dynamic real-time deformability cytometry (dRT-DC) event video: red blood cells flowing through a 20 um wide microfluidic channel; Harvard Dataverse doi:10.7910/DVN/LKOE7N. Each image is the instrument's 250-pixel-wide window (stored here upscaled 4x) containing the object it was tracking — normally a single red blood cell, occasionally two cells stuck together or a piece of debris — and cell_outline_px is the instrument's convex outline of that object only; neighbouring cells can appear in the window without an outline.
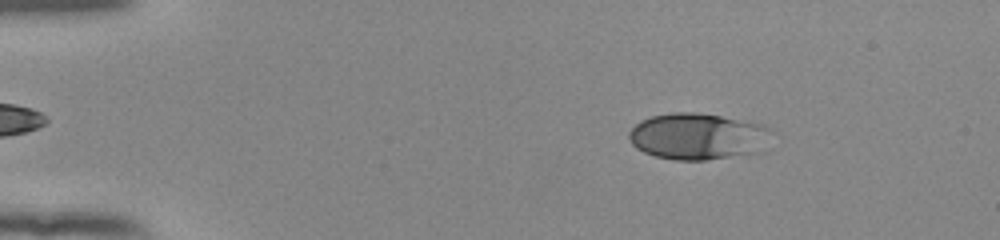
{"species": "human", "species_latin": "Homo sapiens", "temperature_condition": "room temperature", "stored_images_in_passage": 52, "camera_frame_rate_fps": 3000, "um_per_image_px": 0.085, "donor": {"sex": "female"}, "frame": {"image": 1, "passage_image": 8, "time_ms": 2.333, "image_size_px": [1000, 240], "cell_outline_px": [[776, 132], [764, 152], [704, 160], [676, 160], [656, 156], [644, 152], [636, 148], [632, 144], [628, 136], [628, 132], [640, 120], [652, 116], [672, 112], [696, 112], [720, 116], [764, 124], [772, 128]], "centroid_in_image_um": [59.42, 11.59], "position_along_channel_um": 25.6, "area_um2": 39.42}}
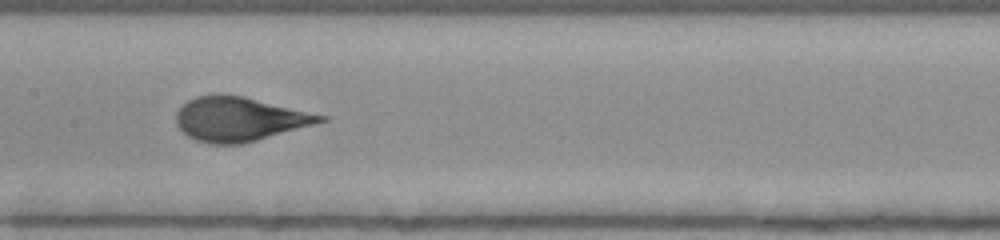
{"frame": {"image": 2, "passage_image": 27, "time_ms": 8.667, "image_size_px": [1000, 240], "cell_outline_px": [[328, 120], [256, 140], [240, 144], [212, 144], [196, 140], [188, 136], [176, 124], [176, 112], [188, 100], [196, 96], [244, 96], [328, 116]], "centroid_in_image_um": [20.35, 10.13], "position_along_channel_um": 187.0, "area_um2": 36.36}}
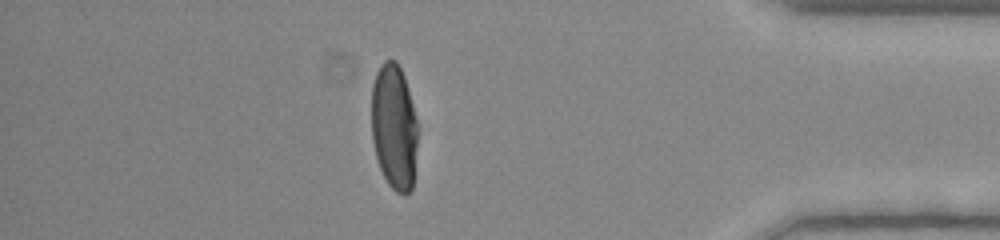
{"frame": {"image": 3, "passage_image": 46, "time_ms": 15.0, "image_size_px": [1000, 240], "cell_outline_px": [[416, 144], [412, 188], [404, 196], [396, 192], [388, 184], [380, 168], [376, 156], [372, 140], [372, 84], [376, 72], [380, 64], [384, 60], [396, 60], [404, 76], [412, 104], [416, 120]], "centroid_in_image_um": [33.47, 10.77], "position_along_channel_um": 401.7, "area_um2": 33.52}, "authors_computed_cell_mechanics": {"area_um2": 36.9053, "velocity_mm_per_s": 3.8988, "shape_relaxation_time_tau1_ms": 3.8443, "shape_relaxation_time_tau2_ms": null, "deformation_change_tau1": 0.2019, "deformation_change_tau2": null}}